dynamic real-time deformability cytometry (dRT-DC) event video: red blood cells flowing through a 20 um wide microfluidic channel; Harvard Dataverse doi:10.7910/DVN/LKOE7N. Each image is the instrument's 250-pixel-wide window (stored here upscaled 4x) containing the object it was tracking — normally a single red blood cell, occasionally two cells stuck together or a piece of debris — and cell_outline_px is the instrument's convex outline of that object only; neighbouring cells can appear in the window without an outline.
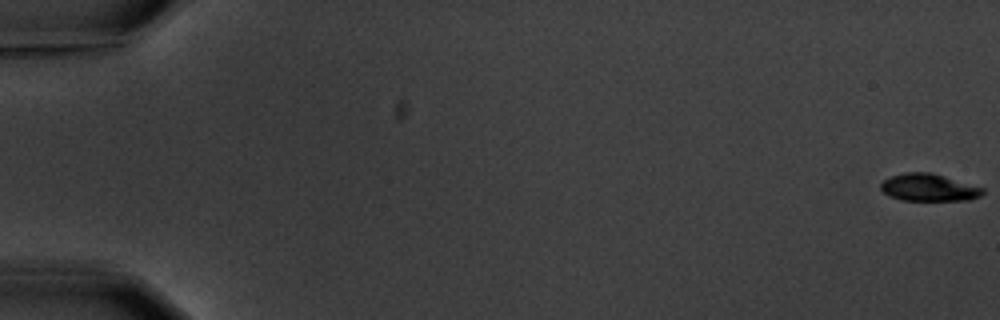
{"species": "common noctule bat (a hibernating species)", "species_latin": "Nyctalus noctula", "temperature_condition": "warm", "stored_images_in_passage": 5, "camera_frame_rate_fps": 3000, "um_per_image_px": 0.085, "animal": {"sex": "male", "body_mass_g": 20.1, "forearm_length_mm": 53.5}, "frame": {"image": 1, "passage_image": 1, "time_ms": 0.0, "image_size_px": [1000, 320], "cell_outline_px": [[984, 192], [980, 196], [968, 200], [900, 200], [884, 192], [880, 188], [880, 184], [884, 180], [892, 176], [904, 172], [932, 172], [984, 188]], "centroid_in_image_um": [78.96, 15.93], "position_along_channel_um": 6.0, "area_um2": 16.13}}
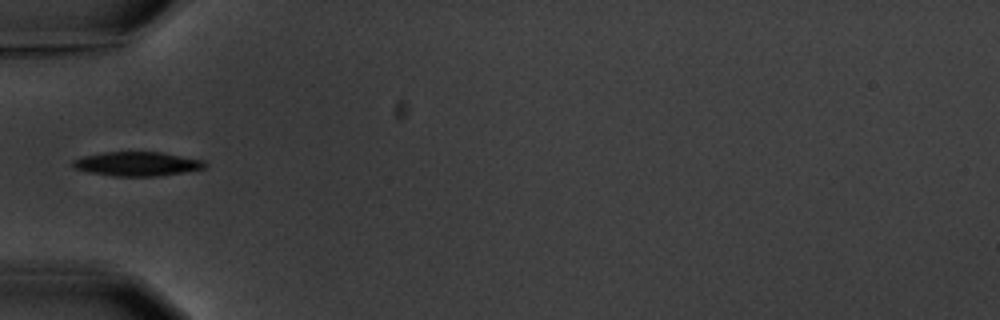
{"frame": {"image": 2, "passage_image": 5, "time_ms": 6.667, "image_size_px": [1000, 320], "cell_outline_px": [[208, 164], [204, 168], [156, 176], [112, 176], [88, 172], [76, 168], [72, 164], [72, 160], [84, 156], [104, 152], [160, 152], [204, 160]], "centroid_in_image_um": [11.64, 13.92], "position_along_channel_um": 73.4, "area_um2": 18.38}}